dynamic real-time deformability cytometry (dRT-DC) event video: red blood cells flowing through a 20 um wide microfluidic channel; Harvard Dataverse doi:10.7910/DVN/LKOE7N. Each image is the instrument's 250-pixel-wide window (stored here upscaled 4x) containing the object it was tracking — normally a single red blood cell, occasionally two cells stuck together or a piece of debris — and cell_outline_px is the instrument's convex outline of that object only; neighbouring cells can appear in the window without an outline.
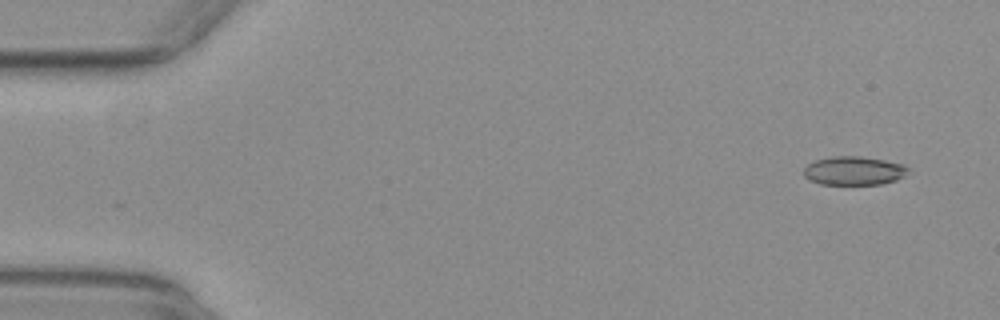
{"species": "common noctule bat (a hibernating species)", "species_latin": "Nyctalus noctula", "temperature_condition": "warm", "stored_images_in_passage": 15, "camera_frame_rate_fps": 3000, "um_per_image_px": 0.085, "animal": {"sex": "female", "body_mass_g": 29.2, "forearm_length_mm": 56.3}, "frame": {"image": 1, "passage_image": 4, "time_ms": 1.0, "image_size_px": [1000, 320], "cell_outline_px": [[912, 172], [896, 180], [880, 184], [820, 184], [808, 180], [804, 176], [804, 168], [808, 164], [816, 160], [832, 156], [860, 156], [884, 160], [904, 164]], "centroid_in_image_um": [72.6, 14.51], "position_along_channel_um": 12.4, "area_um2": 17.57}}